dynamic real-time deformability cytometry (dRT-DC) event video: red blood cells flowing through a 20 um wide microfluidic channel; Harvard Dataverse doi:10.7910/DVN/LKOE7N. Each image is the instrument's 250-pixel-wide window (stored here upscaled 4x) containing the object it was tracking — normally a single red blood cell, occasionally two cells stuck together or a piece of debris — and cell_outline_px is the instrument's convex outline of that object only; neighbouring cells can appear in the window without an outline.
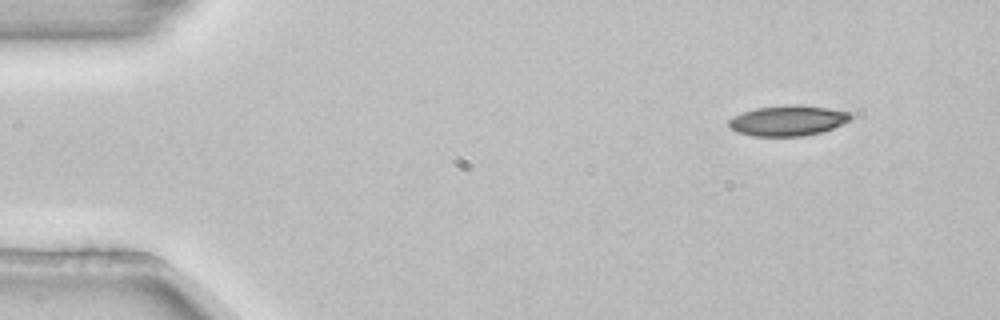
{"species": "common noctule bat (a hibernating species)", "species_latin": "Nyctalus noctula", "temperature_condition": "room temperature", "stored_images_in_passage": 3, "camera_frame_rate_fps": 3000, "um_per_image_px": 0.085, "animal": {"sex": "female", "body_mass_g": 22.7, "forearm_length_mm": 54.2}, "frame": {"image": 1, "passage_image": 1, "time_ms": 0.0, "image_size_px": [1000, 320], "cell_outline_px": [[852, 116], [848, 120], [832, 128], [820, 132], [804, 136], [752, 136], [736, 132], [728, 124], [728, 120], [732, 116], [756, 108], [792, 104], [828, 108], [848, 112]], "centroid_in_image_um": [66.91, 10.25], "position_along_channel_um": 18.1, "area_um2": 21.33}}